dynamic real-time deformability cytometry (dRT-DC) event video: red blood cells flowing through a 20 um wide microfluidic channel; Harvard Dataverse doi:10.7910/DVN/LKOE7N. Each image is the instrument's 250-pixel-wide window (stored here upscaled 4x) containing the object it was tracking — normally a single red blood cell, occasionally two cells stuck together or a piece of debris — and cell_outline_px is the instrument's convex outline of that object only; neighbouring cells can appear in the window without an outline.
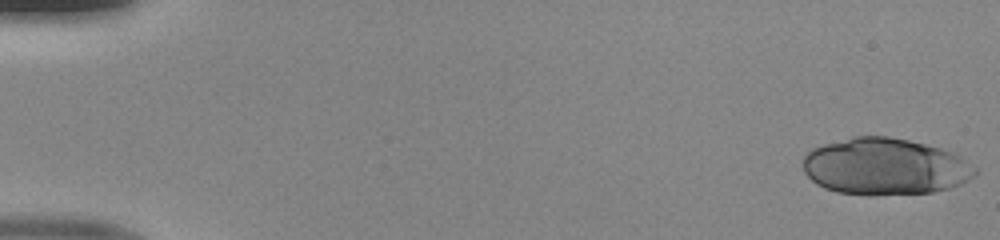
{"species": "human", "species_latin": "Homo sapiens", "temperature_condition": "room temperature", "stored_images_in_passage": 19, "camera_frame_rate_fps": 3000, "um_per_image_px": 0.085, "donor": {"sex": "male"}, "frame": {"image": 1, "passage_image": 1, "time_ms": 0.0, "image_size_px": [1000, 240], "cell_outline_px": [[976, 176], [960, 184], [948, 188], [932, 192], [836, 192], [824, 188], [816, 184], [804, 172], [804, 156], [812, 148], [824, 144], [852, 136], [888, 136], [908, 140], [940, 148], [952, 152], [960, 156], [976, 168]], "centroid_in_image_um": [75.22, 14.11], "position_along_channel_um": 9.8, "area_um2": 55.72}}
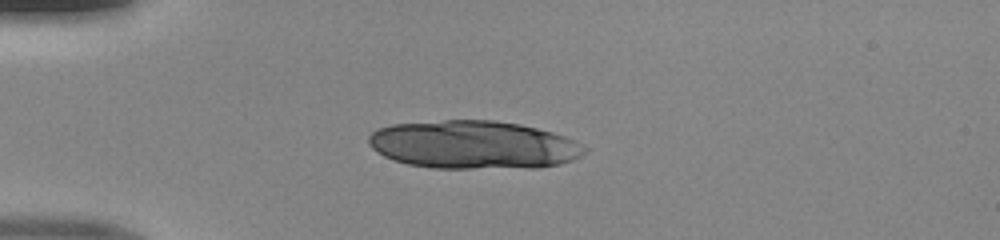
{"frame": {"image": 2, "passage_image": 13, "time_ms": 4.0, "image_size_px": [1000, 240], "cell_outline_px": [[588, 152], [572, 160], [560, 164], [536, 168], [432, 168], [408, 164], [392, 160], [376, 152], [368, 144], [368, 136], [372, 132], [380, 128], [392, 124], [444, 120], [492, 120], [520, 124], [552, 132], [564, 136], [588, 148]], "centroid_in_image_um": [40.24, 12.32], "position_along_channel_um": 44.8, "area_um2": 60.92}}